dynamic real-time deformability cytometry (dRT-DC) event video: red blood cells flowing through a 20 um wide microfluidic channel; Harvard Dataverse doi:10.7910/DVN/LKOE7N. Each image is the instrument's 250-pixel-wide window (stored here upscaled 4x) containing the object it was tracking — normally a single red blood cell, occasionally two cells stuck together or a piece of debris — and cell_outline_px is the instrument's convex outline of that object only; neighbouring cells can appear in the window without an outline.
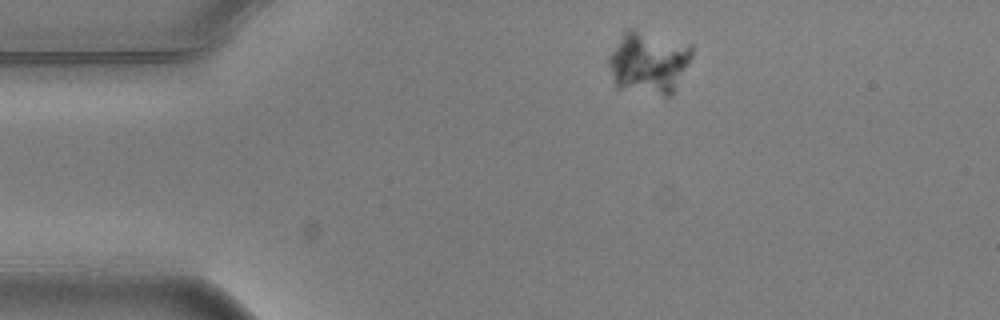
{"species": "common noctule bat (a hibernating species)", "species_latin": "Nyctalus noctula", "temperature_condition": "warm", "stored_images_in_passage": 4, "camera_frame_rate_fps": 3000, "um_per_image_px": 0.085, "animal": {"sex": "male", "body_mass_g": 20.5, "forearm_length_mm": 52.5}, "frame": {"image": 1, "passage_image": 1, "time_ms": 0.0, "image_size_px": [1000, 320], "cell_outline_px": [[692, 56], [672, 96], [664, 96], [616, 88], [608, 64], [608, 56], [624, 28], [628, 28], [692, 44]], "centroid_in_image_um": [55.11, 5.32], "position_along_channel_um": 29.9, "area_um2": 30.52}}
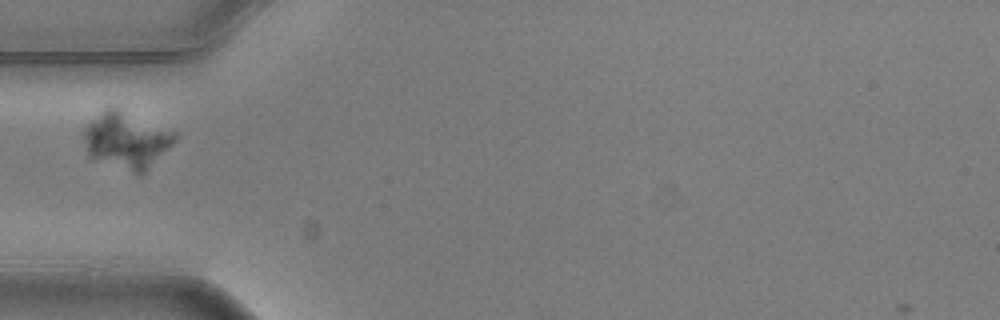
{"frame": {"image": 2, "passage_image": 3, "time_ms": 0.667, "image_size_px": [1000, 320], "cell_outline_px": [[180, 132], [176, 140], [144, 176], [140, 176], [92, 160], [88, 156], [80, 132], [92, 120], [108, 108], [116, 108]], "centroid_in_image_um": [10.77, 11.99], "position_along_channel_um": 74.2, "area_um2": 30.87}}
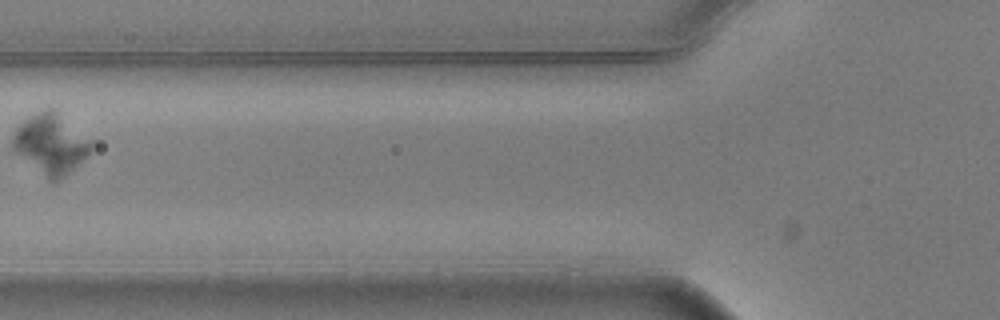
{"frame": {"image": 3, "passage_image": 4, "time_ms": 1.0, "image_size_px": [1000, 320], "cell_outline_px": [[92, 148], [56, 184], [52, 184], [12, 152], [12, 136], [16, 128], [28, 116], [44, 108], [56, 108], [92, 140]], "centroid_in_image_um": [4.26, 12.22], "position_along_channel_um": 121.5, "area_um2": 28.09}}